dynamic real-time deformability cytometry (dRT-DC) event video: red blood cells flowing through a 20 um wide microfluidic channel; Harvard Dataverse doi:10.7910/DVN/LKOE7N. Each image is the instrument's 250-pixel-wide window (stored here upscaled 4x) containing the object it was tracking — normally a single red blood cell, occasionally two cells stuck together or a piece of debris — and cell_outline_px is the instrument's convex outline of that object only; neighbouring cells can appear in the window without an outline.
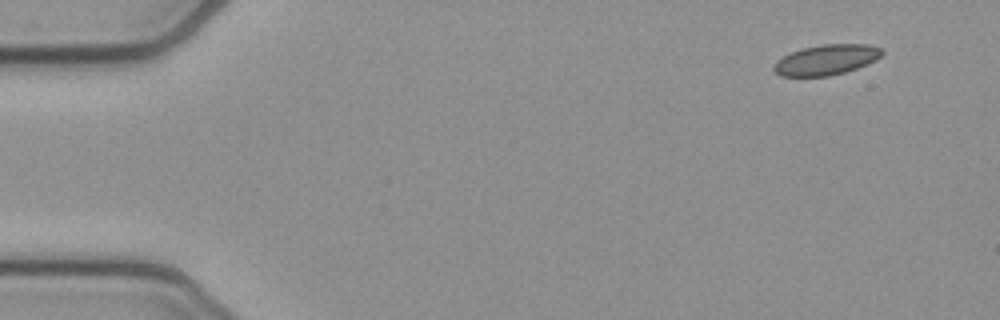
{"species": "common noctule bat (a hibernating species)", "species_latin": "Nyctalus noctula", "temperature_condition": "cold", "stored_images_in_passage": 50, "camera_frame_rate_fps": 3000, "um_per_image_px": 0.085, "animal": {"sex": "female", "body_mass_g": 21.9}, "frame": {"image": 1, "passage_image": 1, "time_ms": 0.0, "image_size_px": [1000, 320], "cell_outline_px": [[884, 52], [876, 60], [868, 64], [844, 72], [828, 76], [780, 76], [772, 68], [776, 60], [792, 52], [804, 48], [824, 44], [868, 44], [880, 48]], "centroid_in_image_um": [70.24, 5.08], "position_along_channel_um": 14.8, "area_um2": 18.96}}
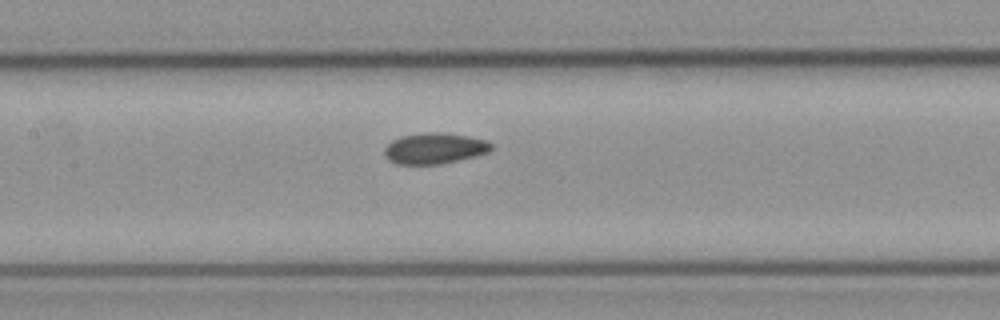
{"frame": {"image": 2, "passage_image": 22, "time_ms": 7.0, "image_size_px": [1000, 320], "cell_outline_px": [[492, 148], [488, 152], [476, 156], [440, 164], [396, 164], [388, 160], [384, 156], [384, 148], [392, 140], [404, 136], [428, 132], [440, 132], [468, 136], [488, 140], [492, 144]], "centroid_in_image_um": [36.94, 12.62], "position_along_channel_um": 170.5, "area_um2": 19.25}}
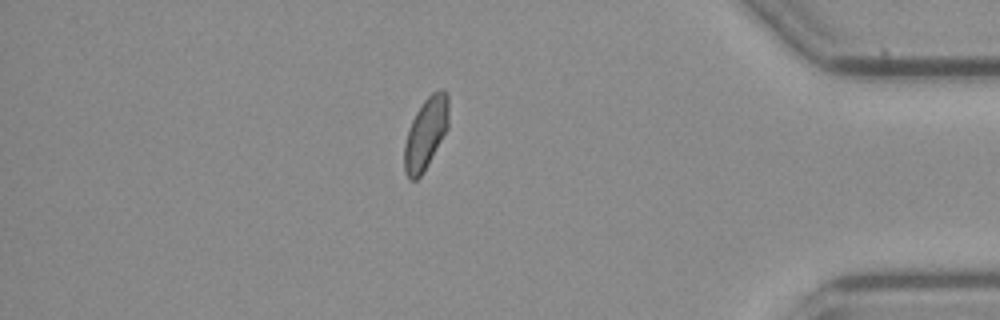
{"frame": {"image": 3, "passage_image": 43, "time_ms": 14.0, "image_size_px": [1000, 320], "cell_outline_px": [[448, 128], [420, 176], [416, 180], [408, 180], [404, 172], [404, 144], [408, 128], [416, 112], [424, 100], [432, 92], [440, 88], [444, 88], [448, 92]], "centroid_in_image_um": [36.18, 11.3], "position_along_channel_um": 399.0, "area_um2": 18.5}, "authors_computed_cell_mechanics": {"area_um2": 19.074, "velocity_mm_per_s": 3.8065, "shape_relaxation_time_tau1_ms": null, "shape_relaxation_time_tau2_ms": 3.5479, "deformation_change_tau1": null, "deformation_change_tau2": 0.0622}}